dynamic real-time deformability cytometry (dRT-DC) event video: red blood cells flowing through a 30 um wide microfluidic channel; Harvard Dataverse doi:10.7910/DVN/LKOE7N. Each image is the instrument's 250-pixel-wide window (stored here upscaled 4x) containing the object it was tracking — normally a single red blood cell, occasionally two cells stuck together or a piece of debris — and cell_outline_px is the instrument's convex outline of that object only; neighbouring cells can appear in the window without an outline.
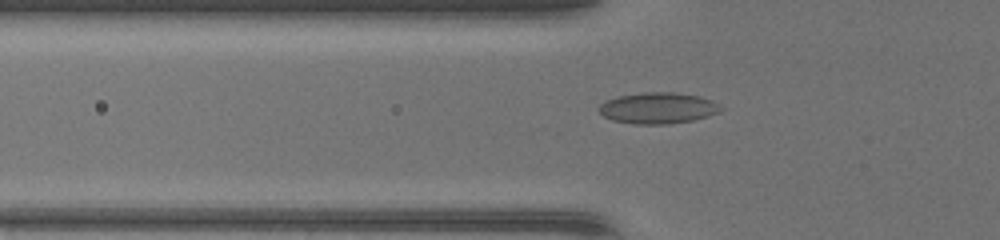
{"species": "common noctule bat (a hibernating species)", "species_latin": "Nyctalus noctula", "temperature_condition": "warm", "stored_images_in_passage": 45, "camera_frame_rate_fps": 3000, "um_per_image_px": 0.085, "animal": {"sex": "female", "body_mass_g": 17.0, "forearm_length_mm": 48.0}, "frame": {"image": 1, "passage_image": 17, "time_ms": 5.333, "image_size_px": [1000, 240], "cell_outline_px": [[724, 108], [720, 112], [708, 116], [692, 120], [664, 124], [636, 124], [612, 120], [604, 116], [600, 112], [600, 104], [604, 100], [616, 96], [644, 92], [676, 92], [700, 96], [712, 100]], "centroid_in_image_um": [55.94, 9.17], "position_along_channel_um": 69.9, "area_um2": 22.2}}
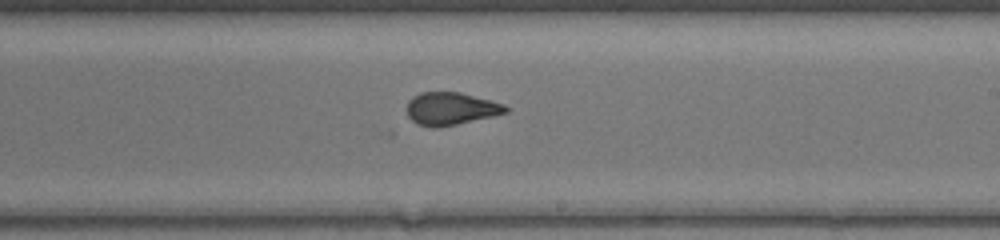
{"frame": {"image": 2, "passage_image": 29, "time_ms": 9.333, "image_size_px": [1000, 240], "cell_outline_px": [[512, 108], [508, 112], [492, 116], [456, 124], [432, 128], [420, 124], [412, 120], [408, 116], [408, 100], [412, 96], [420, 92], [460, 92], [504, 104]], "centroid_in_image_um": [38.34, 9.22], "position_along_channel_um": 250.7, "area_um2": 18.67}}
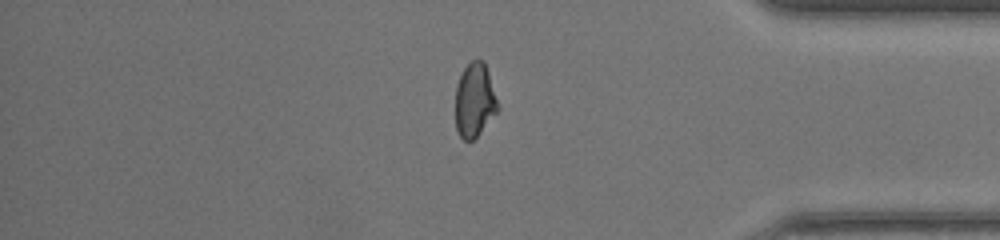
{"frame": {"image": 3, "passage_image": 40, "time_ms": 13.0, "image_size_px": [1000, 240], "cell_outline_px": [[500, 108], [480, 132], [472, 140], [464, 140], [460, 136], [456, 128], [456, 84], [464, 68], [472, 60], [484, 60]], "centroid_in_image_um": [40.34, 8.51], "position_along_channel_um": 394.9, "area_um2": 18.09}}